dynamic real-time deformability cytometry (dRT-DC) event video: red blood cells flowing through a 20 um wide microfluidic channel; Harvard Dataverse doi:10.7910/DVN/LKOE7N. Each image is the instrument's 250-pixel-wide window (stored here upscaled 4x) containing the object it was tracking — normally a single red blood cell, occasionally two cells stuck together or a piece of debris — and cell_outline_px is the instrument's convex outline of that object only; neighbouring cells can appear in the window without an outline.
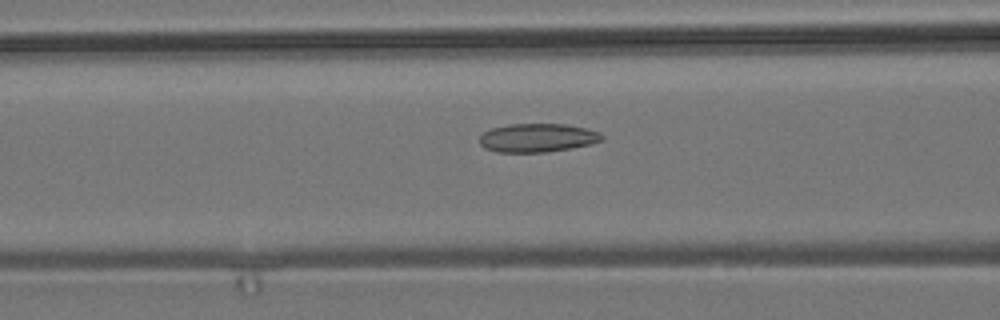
{"species": "common noctule bat (a hibernating species)", "species_latin": "Nyctalus noctula", "temperature_condition": "room temperature", "stored_images_in_passage": 54, "camera_frame_rate_fps": 3000, "um_per_image_px": 0.085, "animal": {"sex": "male", "body_mass_g": 19.2, "forearm_length_mm": 51.8}, "frame": {"image": 1, "passage_image": 22, "time_ms": 7.0, "image_size_px": [1000, 320], "cell_outline_px": [[604, 140], [592, 144], [572, 148], [548, 152], [496, 152], [484, 148], [480, 144], [480, 136], [484, 132], [492, 128], [508, 124], [568, 124], [600, 132], [604, 136]], "centroid_in_image_um": [45.71, 11.72], "position_along_channel_um": 120.9, "area_um2": 20.58}}
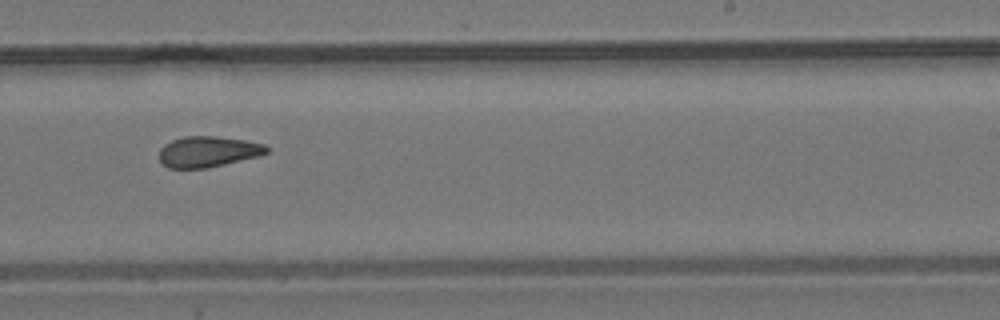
{"frame": {"image": 2, "passage_image": 34, "time_ms": 11.0, "image_size_px": [1000, 320], "cell_outline_px": [[268, 152], [260, 156], [224, 164], [204, 168], [168, 168], [160, 160], [160, 148], [164, 144], [172, 140], [184, 136], [216, 136], [248, 140], [264, 144], [268, 148]], "centroid_in_image_um": [17.7, 12.88], "position_along_channel_um": 271.3, "area_um2": 19.31}}
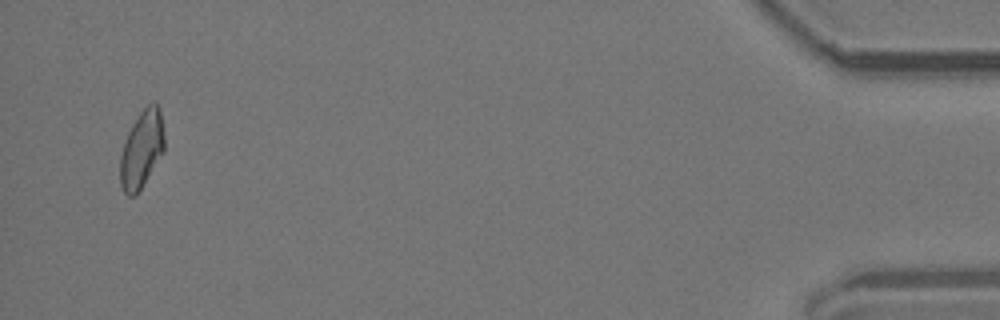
{"frame": {"image": 3, "passage_image": 53, "time_ms": 17.333, "image_size_px": [1000, 320], "cell_outline_px": [[164, 152], [136, 196], [128, 196], [124, 192], [120, 184], [120, 156], [128, 132], [132, 124], [140, 112], [148, 104], [156, 104], [160, 108], [164, 132]], "centroid_in_image_um": [12.05, 12.71], "position_along_channel_um": 423.2, "area_um2": 19.94}}